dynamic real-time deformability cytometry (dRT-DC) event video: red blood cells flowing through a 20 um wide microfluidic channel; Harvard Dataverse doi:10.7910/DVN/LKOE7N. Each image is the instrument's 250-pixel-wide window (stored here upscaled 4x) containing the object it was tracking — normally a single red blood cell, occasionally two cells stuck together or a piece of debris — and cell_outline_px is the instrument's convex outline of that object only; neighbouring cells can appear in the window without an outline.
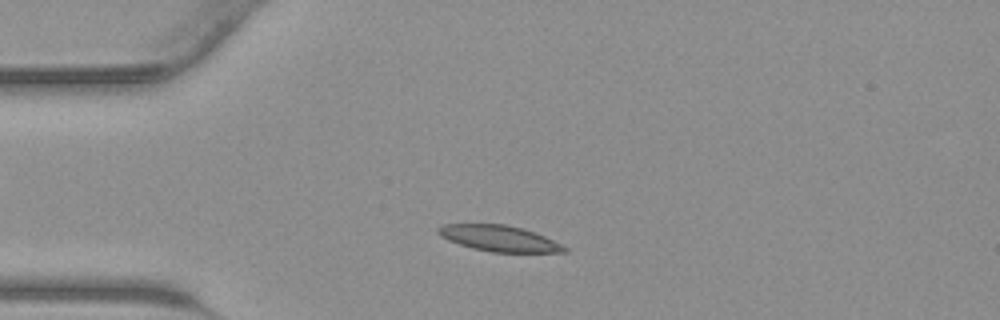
{"species": "common noctule bat (a hibernating species)", "species_latin": "Nyctalus noctula", "temperature_condition": "warm", "stored_images_in_passage": 39, "camera_frame_rate_fps": 3000, "um_per_image_px": 0.085, "animal": {"sex": "male", "body_mass_g": 23.1, "forearm_length_mm": 52.7}, "frame": {"image": 1, "passage_image": 6, "time_ms": 1.667, "image_size_px": [1000, 320], "cell_outline_px": [[568, 252], [492, 252], [472, 248], [448, 240], [440, 236], [436, 232], [436, 228], [440, 224], [504, 224], [520, 228], [544, 236], [568, 248]], "centroid_in_image_um": [42.36, 20.26], "position_along_channel_um": 42.6, "area_um2": 18.9}}
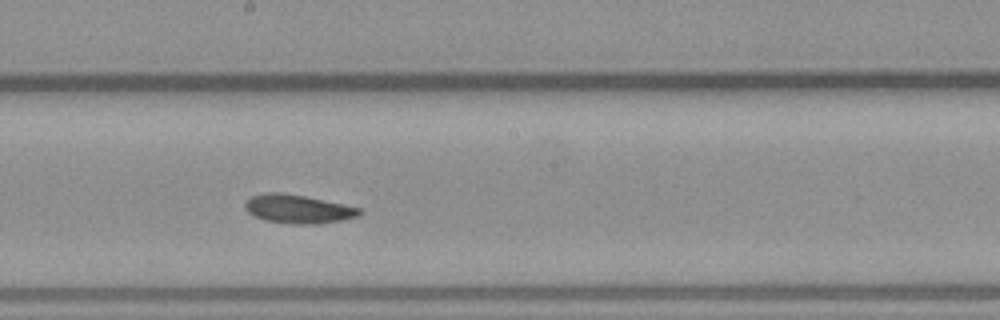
{"frame": {"image": 2, "passage_image": 19, "time_ms": 6.0, "image_size_px": [1000, 320], "cell_outline_px": [[360, 212], [356, 216], [340, 220], [316, 224], [292, 224], [264, 220], [248, 212], [244, 208], [244, 200], [252, 196], [264, 192], [280, 192], [304, 196], [344, 204], [360, 208]], "centroid_in_image_um": [25.26, 17.75], "position_along_channel_um": 222.9, "area_um2": 18.96}}
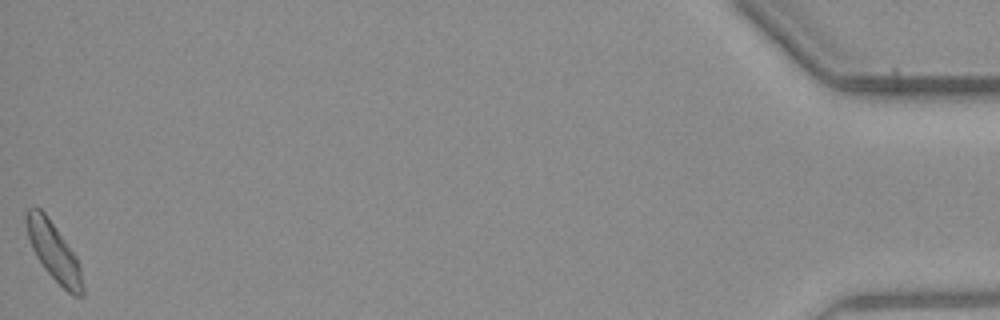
{"frame": {"image": 3, "passage_image": 39, "time_ms": 12.667, "image_size_px": [1000, 320], "cell_outline_px": [[84, 296], [76, 296], [68, 292], [44, 268], [36, 256], [32, 248], [28, 236], [24, 220], [24, 208], [32, 204], [36, 204], [44, 212], [76, 256], [80, 268], [84, 288]], "centroid_in_image_um": [4.52, 21.3], "position_along_channel_um": 430.7, "area_um2": 19.13}}